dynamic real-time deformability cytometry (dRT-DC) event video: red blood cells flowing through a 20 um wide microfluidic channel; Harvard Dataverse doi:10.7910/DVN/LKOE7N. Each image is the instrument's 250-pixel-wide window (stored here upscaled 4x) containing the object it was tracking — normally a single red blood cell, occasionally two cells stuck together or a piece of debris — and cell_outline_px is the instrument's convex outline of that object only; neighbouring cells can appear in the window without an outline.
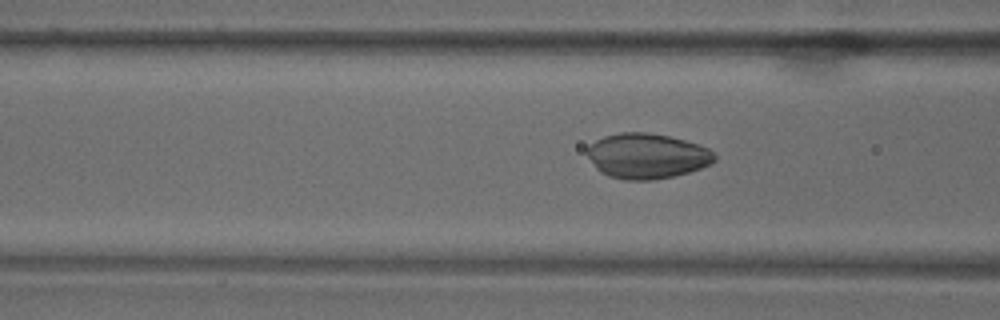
{"species": "common noctule bat (a hibernating species)", "species_latin": "Nyctalus noctula", "temperature_condition": "warm", "stored_images_in_passage": 65, "camera_frame_rate_fps": 3000, "um_per_image_px": 0.085, "animal": {"sex": "male", "body_mass_g": 18.8}, "frame": {"image": 1, "passage_image": 25, "time_ms": 8.0, "image_size_px": [1000, 320], "cell_outline_px": [[716, 160], [712, 164], [688, 172], [672, 176], [652, 180], [624, 180], [608, 176], [600, 172], [596, 168], [584, 152], [596, 140], [604, 136], [620, 132], [644, 132], [668, 136], [684, 140], [708, 148], [716, 152]], "centroid_in_image_um": [54.98, 13.26], "position_along_channel_um": 111.6, "area_um2": 33.64}}
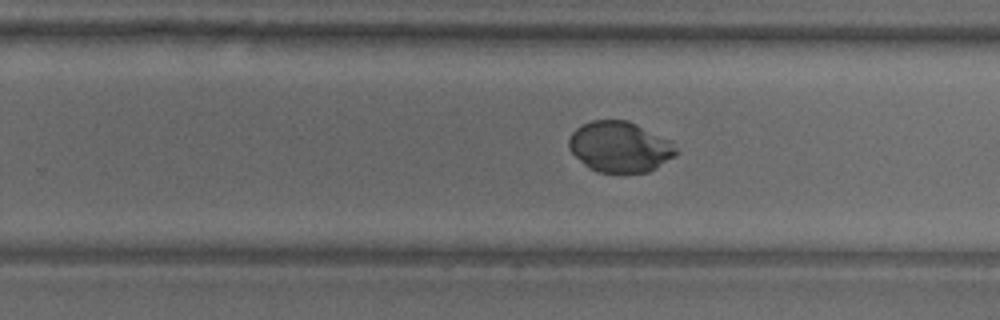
{"frame": {"image": 2, "passage_image": 41, "time_ms": 13.333, "image_size_px": [1000, 320], "cell_outline_px": [[680, 152], [676, 156], [656, 168], [648, 172], [596, 172], [588, 168], [568, 148], [568, 136], [580, 124], [592, 120], [628, 120], [672, 140]], "centroid_in_image_um": [52.71, 12.47], "position_along_channel_um": 277.1, "area_um2": 32.14}}
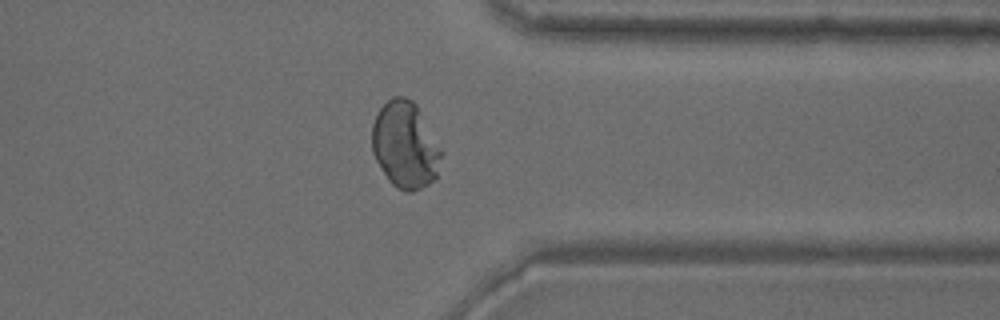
{"frame": {"image": 3, "passage_image": 51, "time_ms": 16.667, "image_size_px": [1000, 320], "cell_outline_px": [[444, 152], [436, 176], [428, 184], [412, 192], [404, 192], [392, 184], [388, 180], [376, 160], [372, 152], [372, 124], [380, 108], [392, 96], [404, 96], [412, 100], [416, 104]], "centroid_in_image_um": [34.45, 12.32], "position_along_channel_um": 377.0, "area_um2": 35.14}}